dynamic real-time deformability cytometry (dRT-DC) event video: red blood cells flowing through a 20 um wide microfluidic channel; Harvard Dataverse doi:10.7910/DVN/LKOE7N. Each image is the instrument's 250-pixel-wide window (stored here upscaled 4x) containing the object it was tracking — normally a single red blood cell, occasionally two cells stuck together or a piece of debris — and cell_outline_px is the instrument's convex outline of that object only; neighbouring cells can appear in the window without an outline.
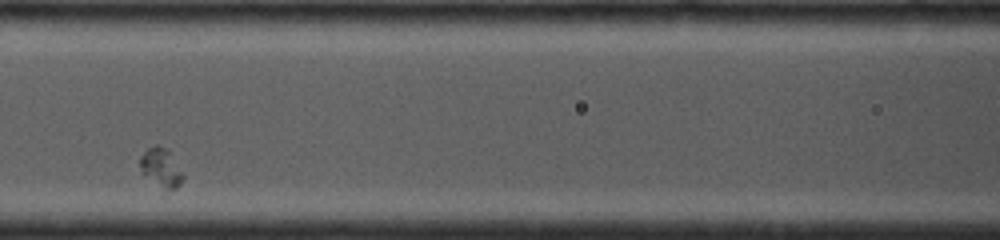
{"species": "common noctule bat (a hibernating species)", "species_latin": "Nyctalus noctula", "temperature_condition": "cold", "stored_images_in_passage": 15, "camera_frame_rate_fps": 4000, "um_per_image_px": 0.085, "animal": {"sex": "female", "body_mass_g": 19.0, "forearm_length_mm": 53.3}, "frame": {"image": 1, "passage_image": 5, "time_ms": 2.25, "image_size_px": [1000, 240], "cell_outline_px": [[184, 176], [180, 184], [164, 200], [144, 172], [140, 164], [140, 156], [148, 148], [156, 144], [164, 148], [168, 152]], "centroid_in_image_um": [13.7, 14.45], "position_along_channel_um": 152.9, "area_um2": 10.17}}
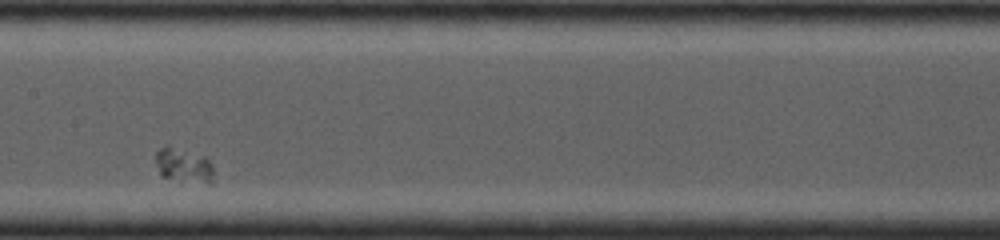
{"frame": {"image": 2, "passage_image": 7, "time_ms": 3.25, "image_size_px": [1000, 240], "cell_outline_px": [[212, 184], [208, 184], [160, 176], [156, 164], [156, 152], [160, 148], [168, 144], [204, 156], [212, 164]], "centroid_in_image_um": [15.59, 14.03], "position_along_channel_um": 191.8, "area_um2": 11.62}}
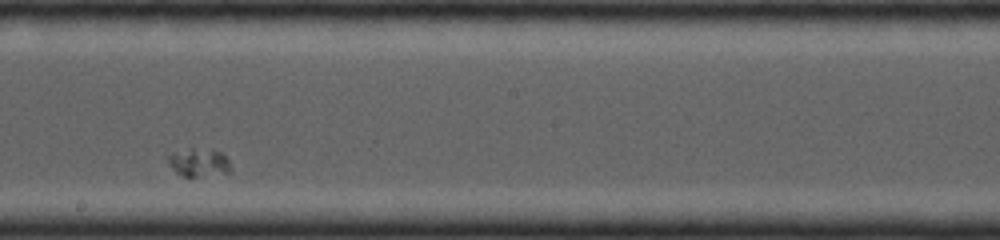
{"frame": {"image": 3, "passage_image": 9, "time_ms": 4.25, "image_size_px": [1000, 240], "cell_outline_px": [[232, 172], [196, 176], [184, 176], [176, 172], [168, 164], [168, 156], [172, 152], [192, 148], [220, 152], [228, 160]], "centroid_in_image_um": [16.87, 13.81], "position_along_channel_um": 231.3, "area_um2": 10.0}}